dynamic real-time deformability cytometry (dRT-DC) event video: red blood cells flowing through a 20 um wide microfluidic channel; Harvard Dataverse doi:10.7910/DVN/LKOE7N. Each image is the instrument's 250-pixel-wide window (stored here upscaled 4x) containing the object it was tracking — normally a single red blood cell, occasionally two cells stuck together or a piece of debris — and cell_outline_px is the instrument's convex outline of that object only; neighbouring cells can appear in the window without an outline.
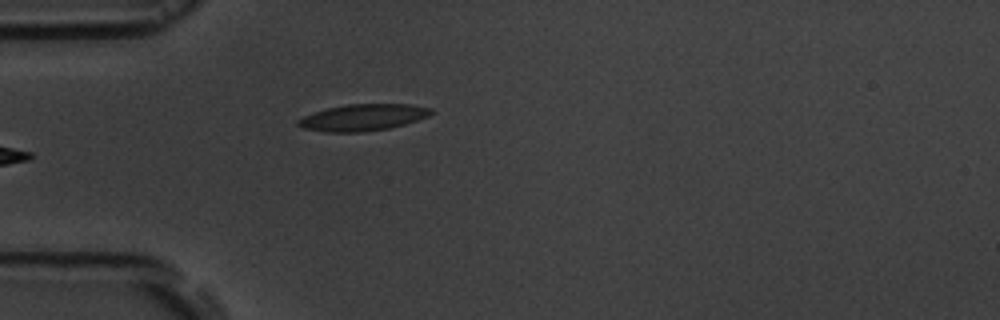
{"species": "common noctule bat (a hibernating species)", "species_latin": "Nyctalus noctula", "temperature_condition": "room temperature", "stored_images_in_passage": 5, "camera_frame_rate_fps": 3000, "um_per_image_px": 0.085, "animal": {"sex": "male", "body_mass_g": 19.5, "forearm_length_mm": 54.6}, "frame": {"image": 1, "passage_image": 5, "time_ms": 4.667, "image_size_px": [1000, 320], "cell_outline_px": [[432, 112], [428, 116], [404, 124], [388, 128], [360, 132], [324, 132], [304, 128], [296, 124], [296, 120], [304, 116], [328, 108], [348, 104], [412, 104], [432, 108]], "centroid_in_image_um": [30.84, 9.98], "position_along_channel_um": 54.2, "area_um2": 20.4}}